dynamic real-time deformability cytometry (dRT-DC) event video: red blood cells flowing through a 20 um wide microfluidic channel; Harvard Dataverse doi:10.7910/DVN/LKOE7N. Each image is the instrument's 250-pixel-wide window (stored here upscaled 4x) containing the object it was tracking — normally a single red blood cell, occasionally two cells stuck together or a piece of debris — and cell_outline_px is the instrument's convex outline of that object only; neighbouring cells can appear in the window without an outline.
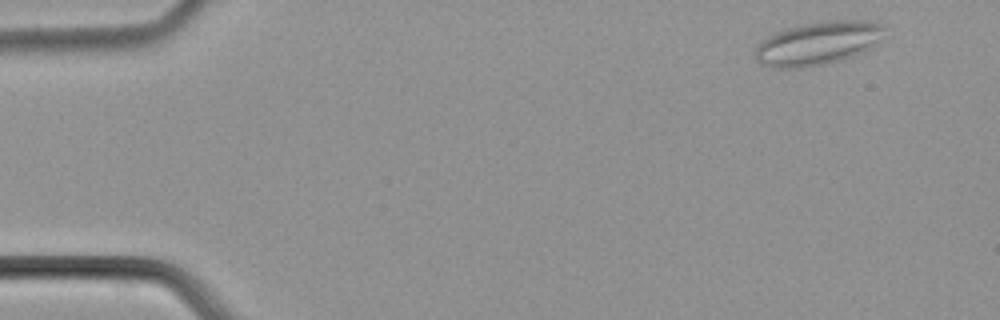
{"species": "common noctule bat (a hibernating species)", "species_latin": "Nyctalus noctula", "temperature_condition": "cold", "stored_images_in_passage": 47, "camera_frame_rate_fps": 3000, "um_per_image_px": 0.085, "animal": {"sex": "male", "body_mass_g": 21.5, "forearm_length_mm": 52.0}, "frame": {"image": 1, "passage_image": 2, "time_ms": 0.333, "image_size_px": [1000, 320], "cell_outline_px": [[884, 28], [876, 40], [864, 52], [844, 60], [828, 64], [800, 68], [768, 68], [760, 64], [756, 60], [756, 44], [760, 40], [776, 32], [788, 28], [804, 24], [832, 20], [872, 20], [884, 24]], "centroid_in_image_um": [69.47, 3.7], "position_along_channel_um": 15.5, "area_um2": 32.77}}
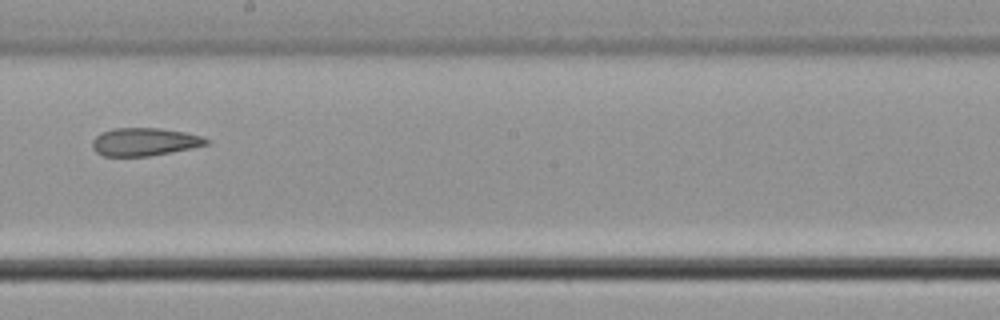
{"frame": {"image": 2, "passage_image": 26, "time_ms": 8.333, "image_size_px": [1000, 320], "cell_outline_px": [[208, 144], [192, 148], [148, 156], [104, 156], [96, 152], [92, 148], [92, 140], [100, 132], [112, 128], [160, 128], [184, 132], [200, 136], [208, 140]], "centroid_in_image_um": [12.22, 12.05], "position_along_channel_um": 236.0, "area_um2": 18.5}}
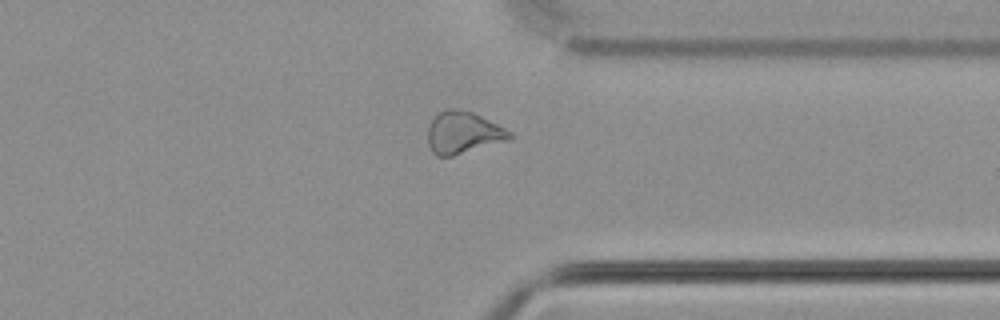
{"frame": {"image": 3, "passage_image": 36, "time_ms": 11.667, "image_size_px": [1000, 320], "cell_outline_px": [[512, 140], [452, 156], [436, 156], [432, 152], [428, 144], [428, 124], [440, 112], [448, 108], [456, 108], [472, 112], [512, 132]], "centroid_in_image_um": [39.37, 11.29], "position_along_channel_um": 372.0, "area_um2": 20.11}}